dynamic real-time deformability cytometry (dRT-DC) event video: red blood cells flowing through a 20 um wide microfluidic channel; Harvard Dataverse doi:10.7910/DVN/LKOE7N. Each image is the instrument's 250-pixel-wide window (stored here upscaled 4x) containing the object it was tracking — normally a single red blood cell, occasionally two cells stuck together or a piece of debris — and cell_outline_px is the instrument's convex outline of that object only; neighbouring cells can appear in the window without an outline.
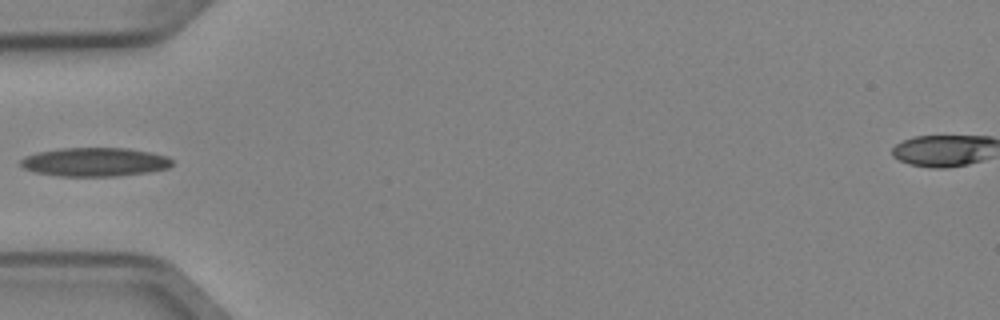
{"species": "Egyptian fruit bat (a non-hibernating species)", "species_latin": "Rousettus aegyptiacus", "temperature_condition": "cold", "stored_images_in_passage": 5, "camera_frame_rate_fps": 3000, "um_per_image_px": 0.085, "animal": {"sex": "female"}, "frame": {"image": 1, "passage_image": 4, "time_ms": 1.0, "image_size_px": [1000, 320], "cell_outline_px": [[172, 164], [168, 168], [148, 172], [120, 176], [60, 176], [36, 172], [24, 168], [20, 164], [20, 160], [24, 156], [36, 152], [60, 148], [124, 148], [148, 152], [168, 156], [172, 160]], "centroid_in_image_um": [8.04, 13.77], "position_along_channel_um": 77.0, "area_um2": 25.37}}
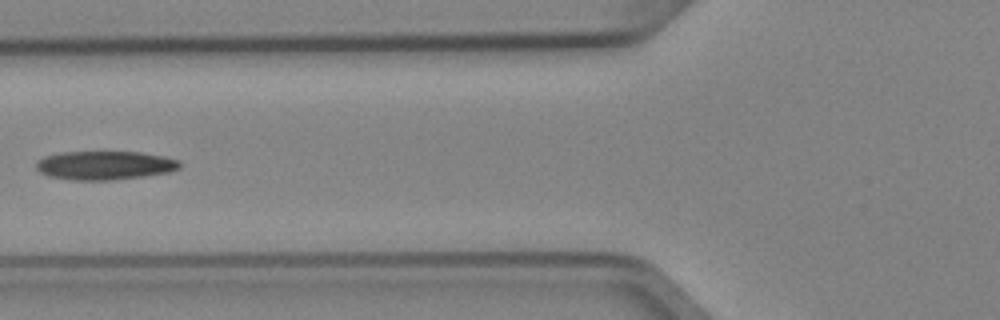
{"frame": {"image": 2, "passage_image": 5, "time_ms": 1.333, "image_size_px": [1000, 320], "cell_outline_px": [[180, 168], [168, 172], [144, 176], [116, 180], [72, 180], [48, 176], [40, 172], [36, 168], [36, 160], [44, 156], [60, 152], [140, 152], [164, 156], [180, 160]], "centroid_in_image_um": [8.89, 14.05], "position_along_channel_um": 116.9, "area_um2": 24.22}}